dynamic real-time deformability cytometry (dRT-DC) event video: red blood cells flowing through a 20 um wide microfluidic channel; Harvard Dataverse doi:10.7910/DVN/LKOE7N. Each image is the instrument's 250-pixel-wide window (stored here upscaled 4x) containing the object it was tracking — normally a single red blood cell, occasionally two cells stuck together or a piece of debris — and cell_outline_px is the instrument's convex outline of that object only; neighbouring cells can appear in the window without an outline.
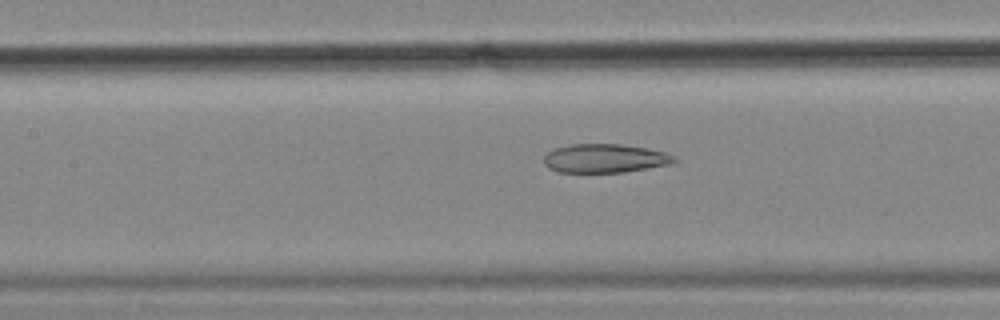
{"species": "common noctule bat (a hibernating species)", "species_latin": "Nyctalus noctula", "temperature_condition": "cold", "stored_images_in_passage": 56, "camera_frame_rate_fps": 3000, "um_per_image_px": 0.085, "animal": {"sex": "female", "body_mass_g": 18.4}, "frame": {"image": 1, "passage_image": 25, "time_ms": 8.0, "image_size_px": [1000, 320], "cell_outline_px": [[676, 160], [668, 164], [624, 172], [556, 172], [548, 168], [544, 164], [544, 156], [548, 152], [556, 148], [572, 144], [620, 144], [648, 148], [664, 152], [676, 156]], "centroid_in_image_um": [51.38, 13.46], "position_along_channel_um": 156.0, "area_um2": 21.73}, "authors_computed_cell_mechanics": {"area_um2": 26.6747, "velocity_mm_per_s": 3.584, "shape_relaxation_time_tau1_ms": null, "shape_relaxation_time_tau2_ms": 4.9992, "deformation_change_tau1": null, "deformation_change_tau2": 0.1479}}